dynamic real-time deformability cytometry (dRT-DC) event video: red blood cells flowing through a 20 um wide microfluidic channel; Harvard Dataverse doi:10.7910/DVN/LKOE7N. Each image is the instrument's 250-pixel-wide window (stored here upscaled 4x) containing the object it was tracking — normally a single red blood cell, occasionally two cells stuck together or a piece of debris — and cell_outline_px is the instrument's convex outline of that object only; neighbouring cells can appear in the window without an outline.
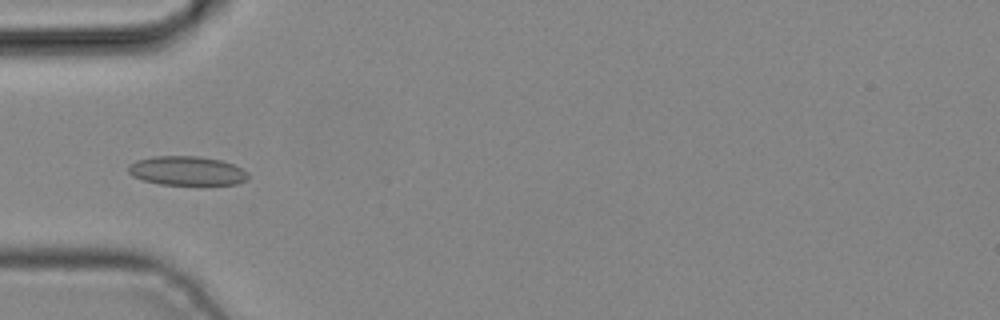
{"species": "common noctule bat (a hibernating species)", "species_latin": "Nyctalus noctula", "temperature_condition": "cold", "stored_images_in_passage": 5, "camera_frame_rate_fps": 3000, "um_per_image_px": 0.085, "animal": {"sex": "male", "body_mass_g": 19.2, "forearm_length_mm": 51.8}, "frame": {"image": 1, "passage_image": 5, "time_ms": 1.333, "image_size_px": [1000, 320], "cell_outline_px": [[248, 176], [244, 180], [236, 184], [160, 184], [144, 180], [132, 176], [128, 172], [128, 164], [136, 160], [152, 156], [196, 156], [220, 160], [232, 164], [248, 172]], "centroid_in_image_um": [15.83, 14.51], "position_along_channel_um": 69.2, "area_um2": 20.11}}